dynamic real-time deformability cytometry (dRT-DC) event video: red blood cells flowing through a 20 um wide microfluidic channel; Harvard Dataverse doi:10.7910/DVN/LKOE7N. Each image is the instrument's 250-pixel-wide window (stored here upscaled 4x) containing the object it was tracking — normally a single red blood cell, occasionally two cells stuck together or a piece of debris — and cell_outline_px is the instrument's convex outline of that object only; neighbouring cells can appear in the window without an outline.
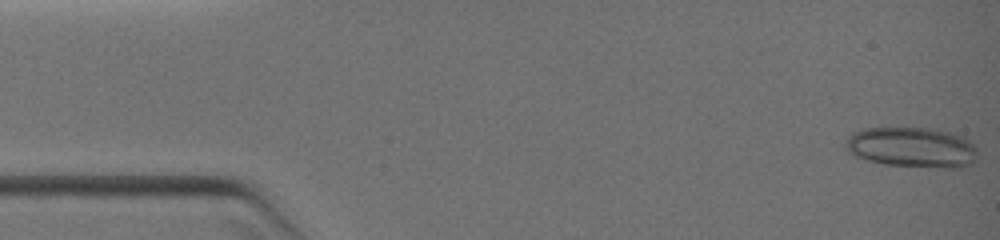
{"species": "common noctule bat (a hibernating species)", "species_latin": "Nyctalus noctula", "temperature_condition": "warm", "stored_images_in_passage": 20, "camera_frame_rate_fps": 3000, "um_per_image_px": 0.085, "animal": {"sex": "female", "body_mass_g": 19.0, "forearm_length_mm": 51.5}, "frame": {"image": 1, "passage_image": 1, "time_ms": 0.0, "image_size_px": [1000, 240], "cell_outline_px": [[976, 160], [972, 164], [960, 168], [948, 168], [884, 164], [868, 160], [856, 156], [848, 152], [844, 144], [848, 136], [852, 132], [864, 128], [928, 128], [952, 132], [964, 136], [976, 148]], "centroid_in_image_um": [77.53, 12.52], "position_along_channel_um": 7.5, "area_um2": 31.15}}
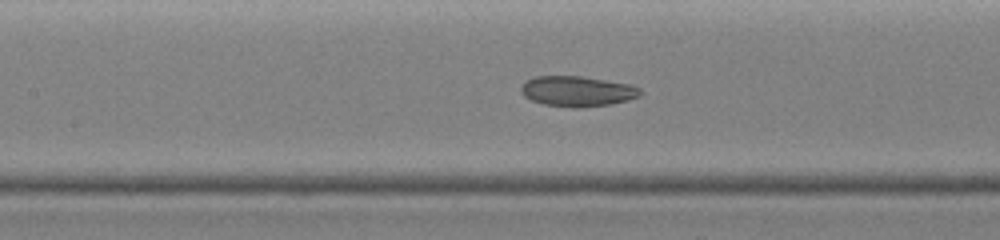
{"frame": {"image": 2, "passage_image": 16, "time_ms": 6.0, "image_size_px": [1000, 240], "cell_outline_px": [[640, 96], [628, 100], [608, 104], [580, 108], [572, 108], [544, 104], [532, 100], [524, 96], [520, 92], [520, 88], [528, 80], [536, 76], [580, 76], [628, 84], [640, 88]], "centroid_in_image_um": [49.05, 7.76], "position_along_channel_um": 158.4, "area_um2": 20.87}}
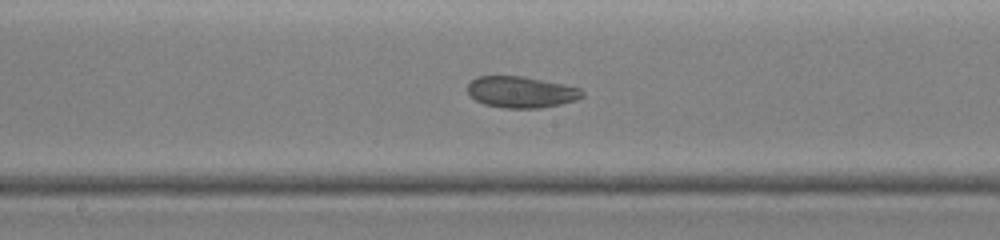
{"frame": {"image": 3, "passage_image": 19, "time_ms": 7.0, "image_size_px": [1000, 240], "cell_outline_px": [[584, 96], [576, 100], [560, 104], [540, 108], [504, 108], [484, 104], [476, 100], [468, 92], [468, 84], [476, 76], [524, 76], [580, 88], [584, 92]], "centroid_in_image_um": [44.3, 7.82], "position_along_channel_um": 203.9, "area_um2": 20.87}}